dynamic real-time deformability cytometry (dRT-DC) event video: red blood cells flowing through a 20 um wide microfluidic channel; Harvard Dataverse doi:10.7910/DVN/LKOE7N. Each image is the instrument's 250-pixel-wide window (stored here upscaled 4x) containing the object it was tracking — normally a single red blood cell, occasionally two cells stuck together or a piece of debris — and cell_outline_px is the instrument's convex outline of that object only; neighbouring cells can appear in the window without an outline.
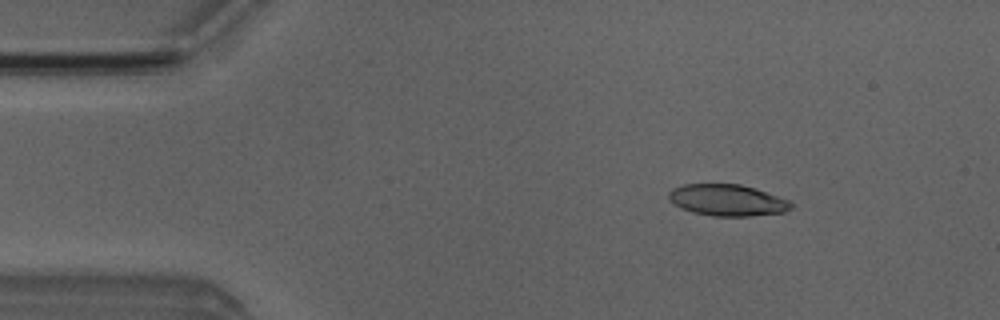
{"species": "Egyptian fruit bat (a non-hibernating species)", "species_latin": "Rousettus aegyptiacus", "temperature_condition": "room temperature", "stored_images_in_passage": 3, "camera_frame_rate_fps": 3000, "um_per_image_px": 0.085, "animal": {"sex": "male"}, "frame": {"image": 1, "passage_image": 1, "time_ms": 0.0, "image_size_px": [1000, 320], "cell_outline_px": [[792, 208], [784, 212], [752, 216], [712, 216], [692, 212], [680, 208], [668, 200], [668, 192], [672, 188], [684, 184], [740, 184], [756, 188], [788, 200], [792, 204]], "centroid_in_image_um": [61.79, 17.01], "position_along_channel_um": 23.2, "area_um2": 22.6}}